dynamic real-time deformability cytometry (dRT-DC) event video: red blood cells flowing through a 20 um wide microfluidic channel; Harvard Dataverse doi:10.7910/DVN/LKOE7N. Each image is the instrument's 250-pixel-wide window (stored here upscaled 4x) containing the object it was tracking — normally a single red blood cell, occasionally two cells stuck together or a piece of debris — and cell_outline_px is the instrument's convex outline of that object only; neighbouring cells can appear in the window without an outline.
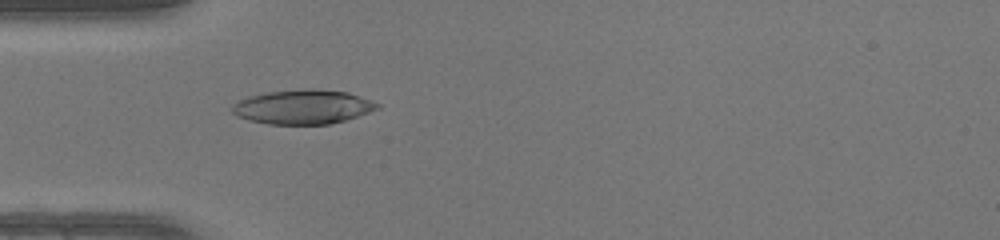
{"species": "human", "species_latin": "Homo sapiens", "temperature_condition": "warm", "stored_images_in_passage": 48, "camera_frame_rate_fps": 3000, "um_per_image_px": 0.085, "donor": {"sex": "female"}, "frame": {"image": 1, "passage_image": 15, "time_ms": 4.667, "image_size_px": [1000, 240], "cell_outline_px": [[380, 108], [344, 120], [328, 124], [268, 124], [248, 120], [236, 116], [228, 108], [236, 100], [248, 96], [268, 92], [312, 88], [348, 92], [380, 104]], "centroid_in_image_um": [25.67, 9.08], "position_along_channel_um": 59.3, "area_um2": 29.07}}
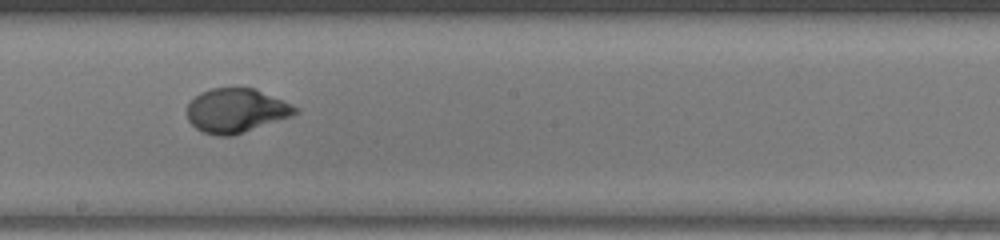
{"frame": {"image": 2, "passage_image": 27, "time_ms": 8.667, "image_size_px": [1000, 240], "cell_outline_px": [[300, 112], [292, 116], [232, 136], [216, 136], [204, 132], [196, 128], [188, 120], [188, 104], [200, 92], [212, 88], [256, 88], [300, 108]], "centroid_in_image_um": [20.1, 9.4], "position_along_channel_um": 228.1, "area_um2": 27.8}}
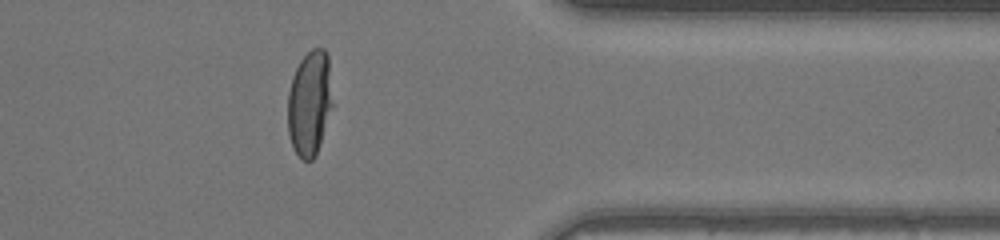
{"frame": {"image": 3, "passage_image": 39, "time_ms": 12.667, "image_size_px": [1000, 240], "cell_outline_px": [[332, 104], [316, 152], [312, 160], [304, 160], [296, 152], [292, 144], [288, 132], [288, 92], [292, 76], [300, 60], [312, 48], [324, 48], [328, 56]], "centroid_in_image_um": [26.29, 8.71], "position_along_channel_um": 385.1, "area_um2": 26.82}, "authors_computed_cell_mechanics": {"area_um2": 28.4665, "velocity_mm_per_s": 4.3085, "shape_relaxation_time_tau1_ms": 3.7911, "shape_relaxation_time_tau2_ms": null, "deformation_change_tau1": 0.237, "deformation_change_tau2": null}}